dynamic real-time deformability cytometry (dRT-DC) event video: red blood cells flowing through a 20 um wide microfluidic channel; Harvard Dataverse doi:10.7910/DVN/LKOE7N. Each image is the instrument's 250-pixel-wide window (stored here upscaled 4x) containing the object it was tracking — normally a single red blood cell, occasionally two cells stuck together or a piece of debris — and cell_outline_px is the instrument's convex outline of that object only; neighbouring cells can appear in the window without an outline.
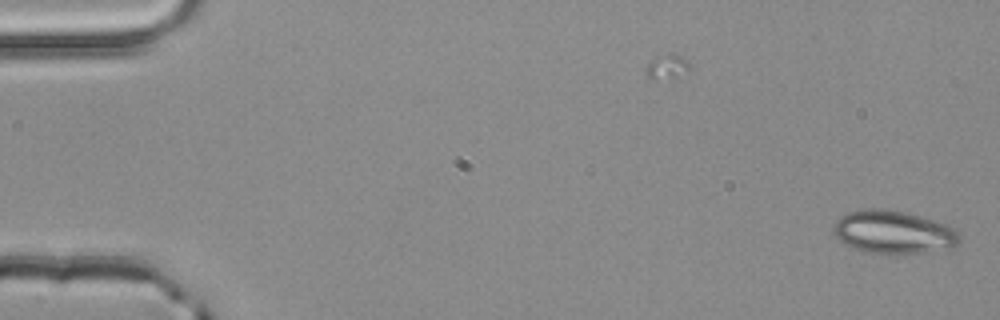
{"species": "common noctule bat (a hibernating species)", "species_latin": "Nyctalus noctula", "temperature_condition": "room temperature", "stored_images_in_passage": 52, "camera_frame_rate_fps": 3000, "um_per_image_px": 0.085, "animal": {"sex": "male", "body_mass_g": 20.4}, "frame": {"image": 1, "passage_image": 1, "time_ms": 0.0, "image_size_px": [1000, 320], "cell_outline_px": [[960, 240], [952, 248], [924, 252], [868, 252], [852, 248], [840, 240], [836, 236], [832, 228], [836, 220], [840, 216], [848, 212], [864, 208], [884, 208], [904, 212], [932, 220], [944, 224], [952, 228], [960, 236]], "centroid_in_image_um": [75.89, 19.7], "position_along_channel_um": 9.1, "area_um2": 31.04}}
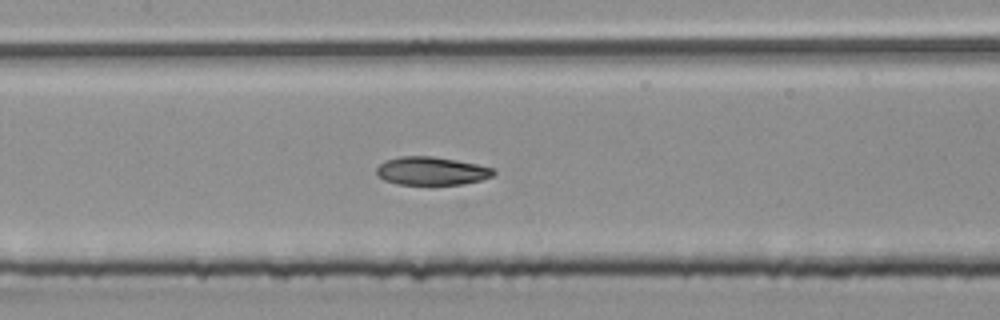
{"frame": {"image": 2, "passage_image": 25, "time_ms": 8.0, "image_size_px": [1000, 320], "cell_outline_px": [[496, 172], [492, 176], [480, 180], [464, 184], [396, 184], [384, 180], [376, 172], [376, 168], [384, 160], [400, 156], [432, 156], [456, 160], [476, 164], [492, 168]], "centroid_in_image_um": [36.65, 14.52], "position_along_channel_um": 170.7, "area_um2": 19.13}}
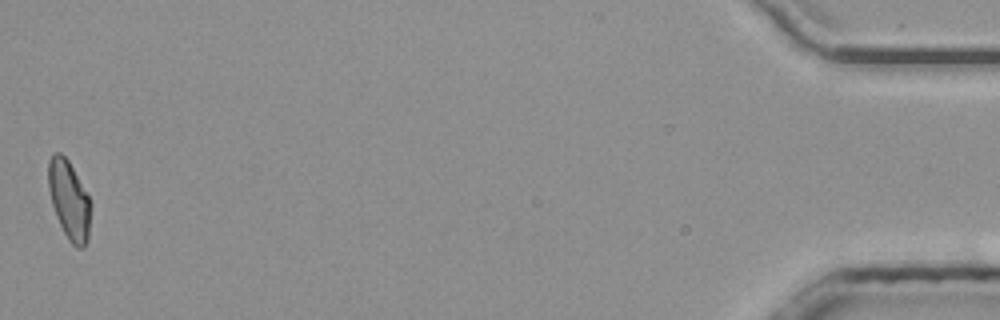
{"frame": {"image": 3, "passage_image": 52, "time_ms": 17.0, "image_size_px": [1000, 320], "cell_outline_px": [[92, 204], [88, 240], [84, 248], [76, 248], [68, 240], [56, 216], [52, 204], [48, 188], [48, 160], [52, 152], [60, 152], [68, 160], [88, 196]], "centroid_in_image_um": [5.88, 17.02], "position_along_channel_um": 429.3, "area_um2": 19.59}, "authors_computed_cell_mechanics": {"area_um2": 19.9988, "velocity_mm_per_s": 3.993, "shape_relaxation_time_tau1_ms": 9.0322, "shape_relaxation_time_tau2_ms": 2.8345, "deformation_change_tau1": 0.1883, "deformation_change_tau2": 0.0804}}